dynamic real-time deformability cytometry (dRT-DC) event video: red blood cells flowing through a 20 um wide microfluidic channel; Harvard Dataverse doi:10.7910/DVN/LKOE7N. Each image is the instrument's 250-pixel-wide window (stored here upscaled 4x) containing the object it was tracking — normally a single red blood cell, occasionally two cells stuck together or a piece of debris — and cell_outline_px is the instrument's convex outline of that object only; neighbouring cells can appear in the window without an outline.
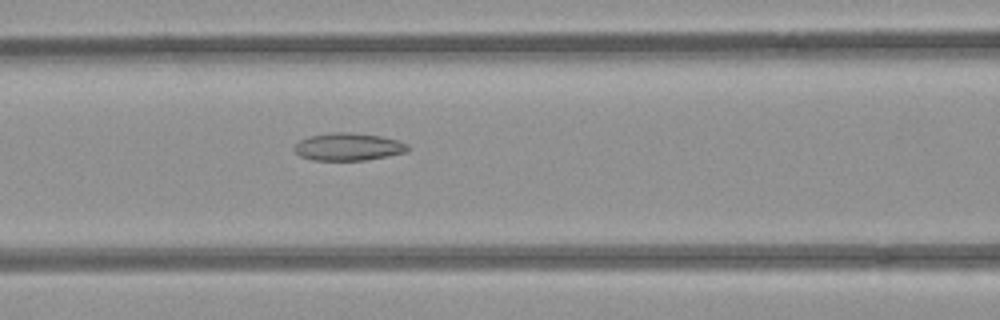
{"species": "common noctule bat (a hibernating species)", "species_latin": "Nyctalus noctula", "temperature_condition": "room temperature", "stored_images_in_passage": 47, "camera_frame_rate_fps": 3000, "um_per_image_px": 0.085, "animal": {"sex": "female", "body_mass_g": 21.9}, "frame": {"image": 1, "passage_image": 18, "time_ms": 5.667, "image_size_px": [1000, 320], "cell_outline_px": [[408, 152], [364, 160], [312, 160], [300, 156], [296, 152], [296, 144], [300, 140], [308, 136], [332, 132], [348, 132], [380, 136], [396, 140], [408, 144]], "centroid_in_image_um": [29.6, 12.47], "position_along_channel_um": 137.0, "area_um2": 18.03}}
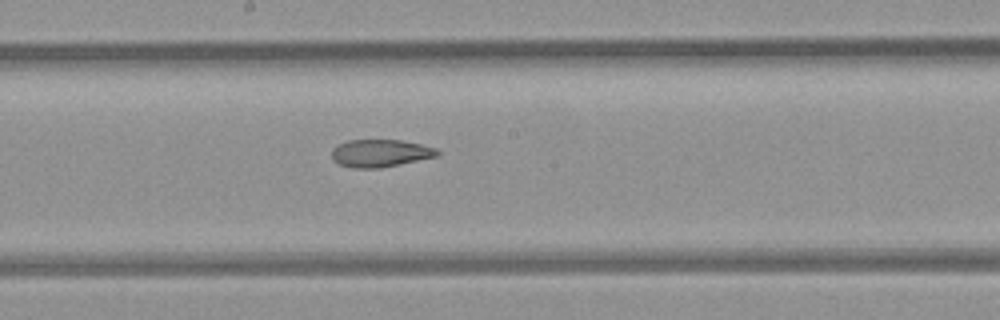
{"frame": {"image": 2, "passage_image": 24, "time_ms": 7.667, "image_size_px": [1000, 320], "cell_outline_px": [[440, 152], [436, 156], [400, 164], [380, 168], [352, 168], [340, 164], [332, 160], [332, 148], [348, 140], [400, 140], [420, 144], [436, 148]], "centroid_in_image_um": [32.3, 13.02], "position_along_channel_um": 215.9, "area_um2": 16.82}}
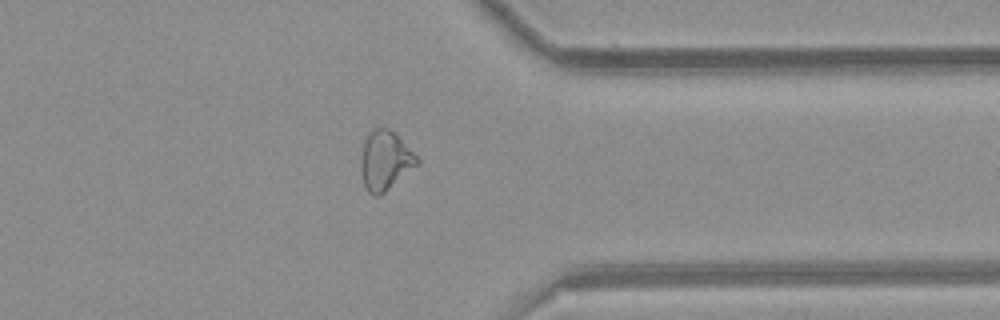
{"frame": {"image": 3, "passage_image": 37, "time_ms": 12.0, "image_size_px": [1000, 320], "cell_outline_px": [[420, 164], [380, 196], [372, 196], [368, 192], [364, 184], [360, 168], [360, 160], [364, 140], [376, 128], [388, 128], [420, 160]], "centroid_in_image_um": [32.72, 13.71], "position_along_channel_um": 378.7, "area_um2": 19.13}}